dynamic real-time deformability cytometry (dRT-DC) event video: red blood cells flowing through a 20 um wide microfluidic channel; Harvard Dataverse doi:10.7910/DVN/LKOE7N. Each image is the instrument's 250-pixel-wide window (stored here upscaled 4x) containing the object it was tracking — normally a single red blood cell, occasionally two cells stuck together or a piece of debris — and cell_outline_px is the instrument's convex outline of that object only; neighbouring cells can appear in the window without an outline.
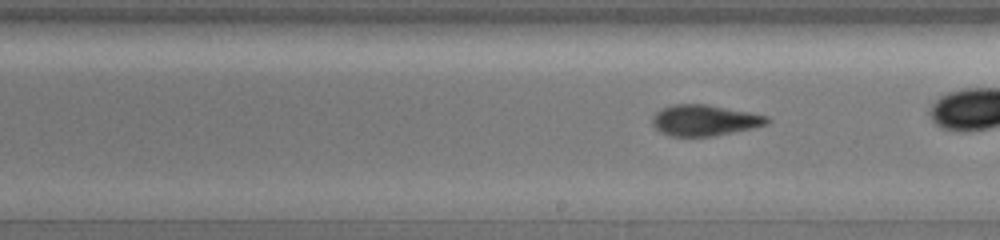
{"species": "common noctule bat (a hibernating species)", "species_latin": "Nyctalus noctula", "temperature_condition": "warm", "stored_images_in_passage": 35, "camera_frame_rate_fps": 3000, "um_per_image_px": 0.085, "animal": {"sex": "female", "body_mass_g": 19.5, "forearm_length_mm": 54.1}, "frame": {"image": 1, "passage_image": 20, "time_ms": 6.333, "image_size_px": [1000, 240], "cell_outline_px": [[772, 120], [768, 124], [752, 128], [716, 136], [668, 136], [660, 132], [652, 124], [652, 116], [656, 112], [672, 104], [704, 104], [748, 112], [768, 116]], "centroid_in_image_um": [59.88, 10.23], "position_along_channel_um": 229.1, "area_um2": 20.69}}